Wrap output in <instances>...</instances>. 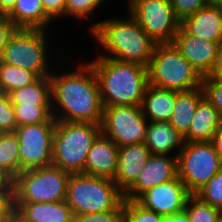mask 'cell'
I'll return each mask as SVG.
<instances>
[{
    "instance_id": "obj_1",
    "label": "cell",
    "mask_w": 222,
    "mask_h": 222,
    "mask_svg": "<svg viewBox=\"0 0 222 222\" xmlns=\"http://www.w3.org/2000/svg\"><path fill=\"white\" fill-rule=\"evenodd\" d=\"M77 65L73 72L50 75L53 118L101 124L104 107L95 72L89 63Z\"/></svg>"
},
{
    "instance_id": "obj_2",
    "label": "cell",
    "mask_w": 222,
    "mask_h": 222,
    "mask_svg": "<svg viewBox=\"0 0 222 222\" xmlns=\"http://www.w3.org/2000/svg\"><path fill=\"white\" fill-rule=\"evenodd\" d=\"M88 63L95 72L103 107L142 105L149 85L147 67L103 56Z\"/></svg>"
},
{
    "instance_id": "obj_3",
    "label": "cell",
    "mask_w": 222,
    "mask_h": 222,
    "mask_svg": "<svg viewBox=\"0 0 222 222\" xmlns=\"http://www.w3.org/2000/svg\"><path fill=\"white\" fill-rule=\"evenodd\" d=\"M127 19H109L91 25L94 35L107 54L103 57L124 62H133L148 67L157 43L142 29L128 13Z\"/></svg>"
},
{
    "instance_id": "obj_4",
    "label": "cell",
    "mask_w": 222,
    "mask_h": 222,
    "mask_svg": "<svg viewBox=\"0 0 222 222\" xmlns=\"http://www.w3.org/2000/svg\"><path fill=\"white\" fill-rule=\"evenodd\" d=\"M100 134V124L56 121L52 165L70 174L83 173L88 152Z\"/></svg>"
},
{
    "instance_id": "obj_5",
    "label": "cell",
    "mask_w": 222,
    "mask_h": 222,
    "mask_svg": "<svg viewBox=\"0 0 222 222\" xmlns=\"http://www.w3.org/2000/svg\"><path fill=\"white\" fill-rule=\"evenodd\" d=\"M149 85L189 91L202 87L203 77L172 43L157 44L147 67Z\"/></svg>"
},
{
    "instance_id": "obj_6",
    "label": "cell",
    "mask_w": 222,
    "mask_h": 222,
    "mask_svg": "<svg viewBox=\"0 0 222 222\" xmlns=\"http://www.w3.org/2000/svg\"><path fill=\"white\" fill-rule=\"evenodd\" d=\"M123 199V193L111 179L82 173L69 176L65 201L73 214L108 211Z\"/></svg>"
},
{
    "instance_id": "obj_7",
    "label": "cell",
    "mask_w": 222,
    "mask_h": 222,
    "mask_svg": "<svg viewBox=\"0 0 222 222\" xmlns=\"http://www.w3.org/2000/svg\"><path fill=\"white\" fill-rule=\"evenodd\" d=\"M70 173L49 165L20 172L12 181L14 203H49L66 199Z\"/></svg>"
},
{
    "instance_id": "obj_8",
    "label": "cell",
    "mask_w": 222,
    "mask_h": 222,
    "mask_svg": "<svg viewBox=\"0 0 222 222\" xmlns=\"http://www.w3.org/2000/svg\"><path fill=\"white\" fill-rule=\"evenodd\" d=\"M46 33L41 29H17L5 45L0 62L30 70L38 77L50 76Z\"/></svg>"
},
{
    "instance_id": "obj_9",
    "label": "cell",
    "mask_w": 222,
    "mask_h": 222,
    "mask_svg": "<svg viewBox=\"0 0 222 222\" xmlns=\"http://www.w3.org/2000/svg\"><path fill=\"white\" fill-rule=\"evenodd\" d=\"M176 154L178 177L191 195H195L222 168L220 156L210 141L185 142Z\"/></svg>"
},
{
    "instance_id": "obj_10",
    "label": "cell",
    "mask_w": 222,
    "mask_h": 222,
    "mask_svg": "<svg viewBox=\"0 0 222 222\" xmlns=\"http://www.w3.org/2000/svg\"><path fill=\"white\" fill-rule=\"evenodd\" d=\"M128 12L157 44L172 43L181 21L170 0H128Z\"/></svg>"
},
{
    "instance_id": "obj_11",
    "label": "cell",
    "mask_w": 222,
    "mask_h": 222,
    "mask_svg": "<svg viewBox=\"0 0 222 222\" xmlns=\"http://www.w3.org/2000/svg\"><path fill=\"white\" fill-rule=\"evenodd\" d=\"M101 133L118 147L144 143L148 119L141 106L119 105L103 108Z\"/></svg>"
},
{
    "instance_id": "obj_12",
    "label": "cell",
    "mask_w": 222,
    "mask_h": 222,
    "mask_svg": "<svg viewBox=\"0 0 222 222\" xmlns=\"http://www.w3.org/2000/svg\"><path fill=\"white\" fill-rule=\"evenodd\" d=\"M56 123L18 126L20 172L52 165L53 137Z\"/></svg>"
},
{
    "instance_id": "obj_13",
    "label": "cell",
    "mask_w": 222,
    "mask_h": 222,
    "mask_svg": "<svg viewBox=\"0 0 222 222\" xmlns=\"http://www.w3.org/2000/svg\"><path fill=\"white\" fill-rule=\"evenodd\" d=\"M172 44L202 77L213 72L222 47L220 43L189 34L181 25Z\"/></svg>"
},
{
    "instance_id": "obj_14",
    "label": "cell",
    "mask_w": 222,
    "mask_h": 222,
    "mask_svg": "<svg viewBox=\"0 0 222 222\" xmlns=\"http://www.w3.org/2000/svg\"><path fill=\"white\" fill-rule=\"evenodd\" d=\"M191 194L179 177L154 186L136 201L143 207L162 216H171L185 209Z\"/></svg>"
},
{
    "instance_id": "obj_15",
    "label": "cell",
    "mask_w": 222,
    "mask_h": 222,
    "mask_svg": "<svg viewBox=\"0 0 222 222\" xmlns=\"http://www.w3.org/2000/svg\"><path fill=\"white\" fill-rule=\"evenodd\" d=\"M178 177L177 156L152 154L136 181L123 193V198L137 200L156 185Z\"/></svg>"
},
{
    "instance_id": "obj_16",
    "label": "cell",
    "mask_w": 222,
    "mask_h": 222,
    "mask_svg": "<svg viewBox=\"0 0 222 222\" xmlns=\"http://www.w3.org/2000/svg\"><path fill=\"white\" fill-rule=\"evenodd\" d=\"M151 155L144 143L119 147L117 170L113 181L122 193L136 181Z\"/></svg>"
},
{
    "instance_id": "obj_17",
    "label": "cell",
    "mask_w": 222,
    "mask_h": 222,
    "mask_svg": "<svg viewBox=\"0 0 222 222\" xmlns=\"http://www.w3.org/2000/svg\"><path fill=\"white\" fill-rule=\"evenodd\" d=\"M119 147L102 133L90 148L82 174L113 180L118 162Z\"/></svg>"
},
{
    "instance_id": "obj_18",
    "label": "cell",
    "mask_w": 222,
    "mask_h": 222,
    "mask_svg": "<svg viewBox=\"0 0 222 222\" xmlns=\"http://www.w3.org/2000/svg\"><path fill=\"white\" fill-rule=\"evenodd\" d=\"M189 34L222 45V7L206 6L180 24Z\"/></svg>"
},
{
    "instance_id": "obj_19",
    "label": "cell",
    "mask_w": 222,
    "mask_h": 222,
    "mask_svg": "<svg viewBox=\"0 0 222 222\" xmlns=\"http://www.w3.org/2000/svg\"><path fill=\"white\" fill-rule=\"evenodd\" d=\"M222 128V115L204 97L197 105L185 142L211 141L216 132Z\"/></svg>"
},
{
    "instance_id": "obj_20",
    "label": "cell",
    "mask_w": 222,
    "mask_h": 222,
    "mask_svg": "<svg viewBox=\"0 0 222 222\" xmlns=\"http://www.w3.org/2000/svg\"><path fill=\"white\" fill-rule=\"evenodd\" d=\"M184 143V137L171 126L169 121L148 122L144 144L151 154L168 155L176 148H179V153Z\"/></svg>"
},
{
    "instance_id": "obj_21",
    "label": "cell",
    "mask_w": 222,
    "mask_h": 222,
    "mask_svg": "<svg viewBox=\"0 0 222 222\" xmlns=\"http://www.w3.org/2000/svg\"><path fill=\"white\" fill-rule=\"evenodd\" d=\"M18 29L47 30L53 21L42 6L41 0H16L13 8L5 15Z\"/></svg>"
},
{
    "instance_id": "obj_22",
    "label": "cell",
    "mask_w": 222,
    "mask_h": 222,
    "mask_svg": "<svg viewBox=\"0 0 222 222\" xmlns=\"http://www.w3.org/2000/svg\"><path fill=\"white\" fill-rule=\"evenodd\" d=\"M15 209L31 222H72L73 212L65 200L49 203H14Z\"/></svg>"
},
{
    "instance_id": "obj_23",
    "label": "cell",
    "mask_w": 222,
    "mask_h": 222,
    "mask_svg": "<svg viewBox=\"0 0 222 222\" xmlns=\"http://www.w3.org/2000/svg\"><path fill=\"white\" fill-rule=\"evenodd\" d=\"M204 97L203 87L189 91H175V105L169 122L183 137L188 133L197 105Z\"/></svg>"
},
{
    "instance_id": "obj_24",
    "label": "cell",
    "mask_w": 222,
    "mask_h": 222,
    "mask_svg": "<svg viewBox=\"0 0 222 222\" xmlns=\"http://www.w3.org/2000/svg\"><path fill=\"white\" fill-rule=\"evenodd\" d=\"M175 105V91L148 85L143 97L144 116L152 121H169Z\"/></svg>"
},
{
    "instance_id": "obj_25",
    "label": "cell",
    "mask_w": 222,
    "mask_h": 222,
    "mask_svg": "<svg viewBox=\"0 0 222 222\" xmlns=\"http://www.w3.org/2000/svg\"><path fill=\"white\" fill-rule=\"evenodd\" d=\"M12 105H52L50 76L38 77L33 83L8 93Z\"/></svg>"
},
{
    "instance_id": "obj_26",
    "label": "cell",
    "mask_w": 222,
    "mask_h": 222,
    "mask_svg": "<svg viewBox=\"0 0 222 222\" xmlns=\"http://www.w3.org/2000/svg\"><path fill=\"white\" fill-rule=\"evenodd\" d=\"M0 173L10 182L20 173L19 141L14 132L0 133Z\"/></svg>"
},
{
    "instance_id": "obj_27",
    "label": "cell",
    "mask_w": 222,
    "mask_h": 222,
    "mask_svg": "<svg viewBox=\"0 0 222 222\" xmlns=\"http://www.w3.org/2000/svg\"><path fill=\"white\" fill-rule=\"evenodd\" d=\"M38 76L27 69L0 62V92H9L33 83Z\"/></svg>"
},
{
    "instance_id": "obj_28",
    "label": "cell",
    "mask_w": 222,
    "mask_h": 222,
    "mask_svg": "<svg viewBox=\"0 0 222 222\" xmlns=\"http://www.w3.org/2000/svg\"><path fill=\"white\" fill-rule=\"evenodd\" d=\"M17 127L38 123H56L52 105H13Z\"/></svg>"
},
{
    "instance_id": "obj_29",
    "label": "cell",
    "mask_w": 222,
    "mask_h": 222,
    "mask_svg": "<svg viewBox=\"0 0 222 222\" xmlns=\"http://www.w3.org/2000/svg\"><path fill=\"white\" fill-rule=\"evenodd\" d=\"M189 222H218L222 216V210L202 202L195 195H191L184 209Z\"/></svg>"
},
{
    "instance_id": "obj_30",
    "label": "cell",
    "mask_w": 222,
    "mask_h": 222,
    "mask_svg": "<svg viewBox=\"0 0 222 222\" xmlns=\"http://www.w3.org/2000/svg\"><path fill=\"white\" fill-rule=\"evenodd\" d=\"M164 216L141 206L136 200L123 199L122 222H163Z\"/></svg>"
},
{
    "instance_id": "obj_31",
    "label": "cell",
    "mask_w": 222,
    "mask_h": 222,
    "mask_svg": "<svg viewBox=\"0 0 222 222\" xmlns=\"http://www.w3.org/2000/svg\"><path fill=\"white\" fill-rule=\"evenodd\" d=\"M195 196L202 202L222 210V168Z\"/></svg>"
},
{
    "instance_id": "obj_32",
    "label": "cell",
    "mask_w": 222,
    "mask_h": 222,
    "mask_svg": "<svg viewBox=\"0 0 222 222\" xmlns=\"http://www.w3.org/2000/svg\"><path fill=\"white\" fill-rule=\"evenodd\" d=\"M104 1L105 0H66L63 18L64 15H71L77 19H88Z\"/></svg>"
},
{
    "instance_id": "obj_33",
    "label": "cell",
    "mask_w": 222,
    "mask_h": 222,
    "mask_svg": "<svg viewBox=\"0 0 222 222\" xmlns=\"http://www.w3.org/2000/svg\"><path fill=\"white\" fill-rule=\"evenodd\" d=\"M123 200L114 208L91 214H73L72 222H122Z\"/></svg>"
},
{
    "instance_id": "obj_34",
    "label": "cell",
    "mask_w": 222,
    "mask_h": 222,
    "mask_svg": "<svg viewBox=\"0 0 222 222\" xmlns=\"http://www.w3.org/2000/svg\"><path fill=\"white\" fill-rule=\"evenodd\" d=\"M17 121L8 94L0 92V132H14Z\"/></svg>"
},
{
    "instance_id": "obj_35",
    "label": "cell",
    "mask_w": 222,
    "mask_h": 222,
    "mask_svg": "<svg viewBox=\"0 0 222 222\" xmlns=\"http://www.w3.org/2000/svg\"><path fill=\"white\" fill-rule=\"evenodd\" d=\"M202 87L207 100L222 115V82L215 80L211 75L203 77Z\"/></svg>"
},
{
    "instance_id": "obj_36",
    "label": "cell",
    "mask_w": 222,
    "mask_h": 222,
    "mask_svg": "<svg viewBox=\"0 0 222 222\" xmlns=\"http://www.w3.org/2000/svg\"><path fill=\"white\" fill-rule=\"evenodd\" d=\"M175 16L182 21L201 8L208 6L207 0H170Z\"/></svg>"
},
{
    "instance_id": "obj_37",
    "label": "cell",
    "mask_w": 222,
    "mask_h": 222,
    "mask_svg": "<svg viewBox=\"0 0 222 222\" xmlns=\"http://www.w3.org/2000/svg\"><path fill=\"white\" fill-rule=\"evenodd\" d=\"M14 187L12 182H8L0 189V215H12L15 211Z\"/></svg>"
},
{
    "instance_id": "obj_38",
    "label": "cell",
    "mask_w": 222,
    "mask_h": 222,
    "mask_svg": "<svg viewBox=\"0 0 222 222\" xmlns=\"http://www.w3.org/2000/svg\"><path fill=\"white\" fill-rule=\"evenodd\" d=\"M18 28L5 16H0V59L5 45Z\"/></svg>"
},
{
    "instance_id": "obj_39",
    "label": "cell",
    "mask_w": 222,
    "mask_h": 222,
    "mask_svg": "<svg viewBox=\"0 0 222 222\" xmlns=\"http://www.w3.org/2000/svg\"><path fill=\"white\" fill-rule=\"evenodd\" d=\"M45 13L53 20L63 16L66 0H41Z\"/></svg>"
},
{
    "instance_id": "obj_40",
    "label": "cell",
    "mask_w": 222,
    "mask_h": 222,
    "mask_svg": "<svg viewBox=\"0 0 222 222\" xmlns=\"http://www.w3.org/2000/svg\"><path fill=\"white\" fill-rule=\"evenodd\" d=\"M210 142L213 144L214 150L220 156L222 161V128L216 132Z\"/></svg>"
},
{
    "instance_id": "obj_41",
    "label": "cell",
    "mask_w": 222,
    "mask_h": 222,
    "mask_svg": "<svg viewBox=\"0 0 222 222\" xmlns=\"http://www.w3.org/2000/svg\"><path fill=\"white\" fill-rule=\"evenodd\" d=\"M163 222H189V219L186 211L183 210L171 216H164Z\"/></svg>"
},
{
    "instance_id": "obj_42",
    "label": "cell",
    "mask_w": 222,
    "mask_h": 222,
    "mask_svg": "<svg viewBox=\"0 0 222 222\" xmlns=\"http://www.w3.org/2000/svg\"><path fill=\"white\" fill-rule=\"evenodd\" d=\"M215 80L222 82V47L219 51L216 66L213 72L210 74Z\"/></svg>"
},
{
    "instance_id": "obj_43",
    "label": "cell",
    "mask_w": 222,
    "mask_h": 222,
    "mask_svg": "<svg viewBox=\"0 0 222 222\" xmlns=\"http://www.w3.org/2000/svg\"><path fill=\"white\" fill-rule=\"evenodd\" d=\"M16 0H0V16H5L14 6Z\"/></svg>"
},
{
    "instance_id": "obj_44",
    "label": "cell",
    "mask_w": 222,
    "mask_h": 222,
    "mask_svg": "<svg viewBox=\"0 0 222 222\" xmlns=\"http://www.w3.org/2000/svg\"><path fill=\"white\" fill-rule=\"evenodd\" d=\"M9 222H31L28 221L24 216H22L17 210L12 213Z\"/></svg>"
},
{
    "instance_id": "obj_45",
    "label": "cell",
    "mask_w": 222,
    "mask_h": 222,
    "mask_svg": "<svg viewBox=\"0 0 222 222\" xmlns=\"http://www.w3.org/2000/svg\"><path fill=\"white\" fill-rule=\"evenodd\" d=\"M208 6L222 7V0H207Z\"/></svg>"
},
{
    "instance_id": "obj_46",
    "label": "cell",
    "mask_w": 222,
    "mask_h": 222,
    "mask_svg": "<svg viewBox=\"0 0 222 222\" xmlns=\"http://www.w3.org/2000/svg\"><path fill=\"white\" fill-rule=\"evenodd\" d=\"M8 182L9 180L0 173V189H2Z\"/></svg>"
},
{
    "instance_id": "obj_47",
    "label": "cell",
    "mask_w": 222,
    "mask_h": 222,
    "mask_svg": "<svg viewBox=\"0 0 222 222\" xmlns=\"http://www.w3.org/2000/svg\"><path fill=\"white\" fill-rule=\"evenodd\" d=\"M12 215H0V222H9Z\"/></svg>"
},
{
    "instance_id": "obj_48",
    "label": "cell",
    "mask_w": 222,
    "mask_h": 222,
    "mask_svg": "<svg viewBox=\"0 0 222 222\" xmlns=\"http://www.w3.org/2000/svg\"><path fill=\"white\" fill-rule=\"evenodd\" d=\"M218 222H222V216L219 218Z\"/></svg>"
}]
</instances>
